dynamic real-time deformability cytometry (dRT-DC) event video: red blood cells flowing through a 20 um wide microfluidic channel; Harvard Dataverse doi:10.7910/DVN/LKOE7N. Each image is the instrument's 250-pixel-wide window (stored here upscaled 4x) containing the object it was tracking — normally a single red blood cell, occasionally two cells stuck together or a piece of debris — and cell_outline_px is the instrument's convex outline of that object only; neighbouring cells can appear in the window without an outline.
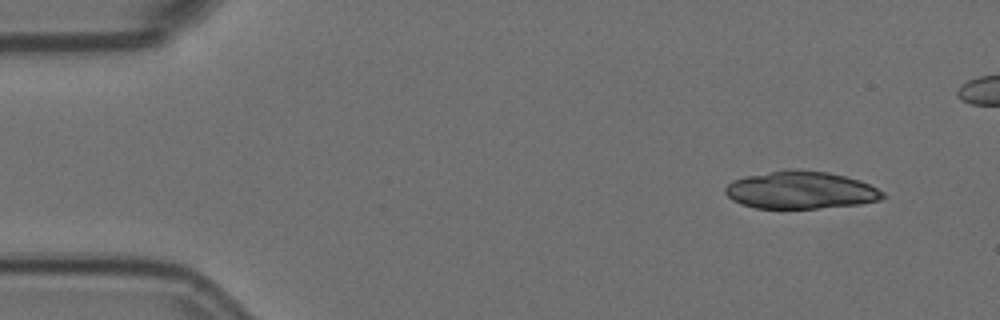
{"species": "Egyptian fruit bat (a non-hibernating species)", "species_latin": "Rousettus aegyptiacus", "temperature_condition": "room temperature", "stored_images_in_passage": 5, "camera_frame_rate_fps": 3000, "um_per_image_px": 0.085, "animal": {"sex": "female"}, "frame": {"image": 1, "passage_image": 1, "time_ms": 0.0, "image_size_px": [1000, 320], "cell_outline_px": [[888, 196], [880, 200], [860, 204], [820, 208], [756, 208], [740, 204], [732, 200], [724, 192], [724, 188], [732, 180], [748, 176], [792, 168], [800, 168], [828, 172], [860, 180], [884, 192]], "centroid_in_image_um": [68.07, 16.16], "position_along_channel_um": 16.9, "area_um2": 34.62}}